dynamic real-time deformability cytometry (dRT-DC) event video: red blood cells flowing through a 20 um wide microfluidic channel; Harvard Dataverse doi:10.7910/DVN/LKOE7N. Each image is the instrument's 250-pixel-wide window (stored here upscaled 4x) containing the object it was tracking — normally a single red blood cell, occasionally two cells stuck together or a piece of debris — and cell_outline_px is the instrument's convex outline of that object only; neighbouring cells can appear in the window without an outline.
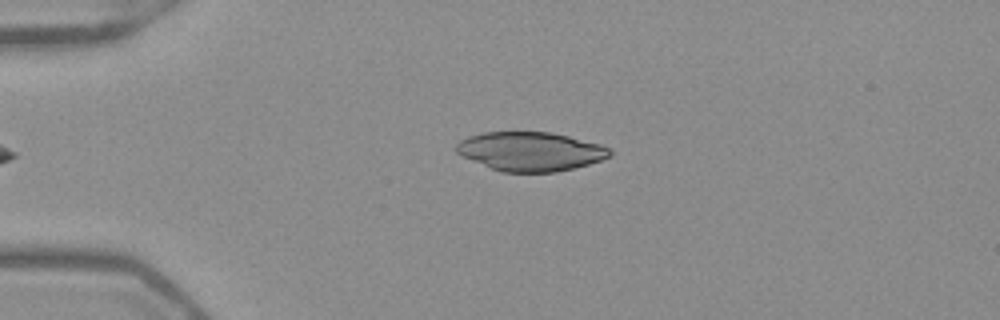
{"species": "Egyptian fruit bat (a non-hibernating species)", "species_latin": "Rousettus aegyptiacus", "temperature_condition": "warm", "stored_images_in_passage": 36, "camera_frame_rate_fps": 3000, "um_per_image_px": 0.085, "frame": {"image": 1, "passage_image": 4, "time_ms": 1.0, "image_size_px": [1000, 320], "cell_outline_px": [[612, 156], [588, 164], [556, 172], [504, 172], [492, 168], [460, 156], [452, 148], [460, 140], [468, 136], [484, 132], [552, 132], [600, 144], [608, 148], [612, 152]], "centroid_in_image_um": [45.05, 12.86], "position_along_channel_um": 40.0, "area_um2": 34.91}}